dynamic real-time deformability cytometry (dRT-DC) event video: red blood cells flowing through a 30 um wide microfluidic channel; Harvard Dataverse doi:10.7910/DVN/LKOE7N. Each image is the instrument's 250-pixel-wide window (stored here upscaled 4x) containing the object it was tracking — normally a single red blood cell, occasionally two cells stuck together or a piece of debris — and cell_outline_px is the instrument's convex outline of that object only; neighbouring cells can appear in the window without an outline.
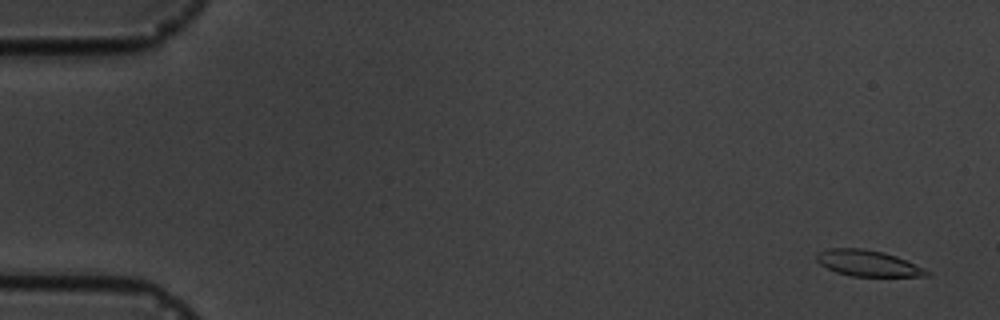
{"species": "common noctule bat (a hibernating species)", "species_latin": "Nyctalus noctula", "temperature_condition": "cold", "stored_images_in_passage": 5, "camera_frame_rate_fps": 3000, "um_per_image_px": 0.085, "animal": {"sex": "male", "body_mass_g": 19.5, "forearm_length_mm": 54.6}, "frame": {"image": 1, "passage_image": 1, "time_ms": 0.0, "image_size_px": [1000, 320], "cell_outline_px": [[932, 276], [852, 276], [836, 272], [820, 264], [816, 260], [816, 256], [820, 252], [828, 248], [860, 248], [884, 252], [896, 256], [924, 268], [932, 272]], "centroid_in_image_um": [73.8, 22.38], "position_along_channel_um": 11.2, "area_um2": 16.65}}
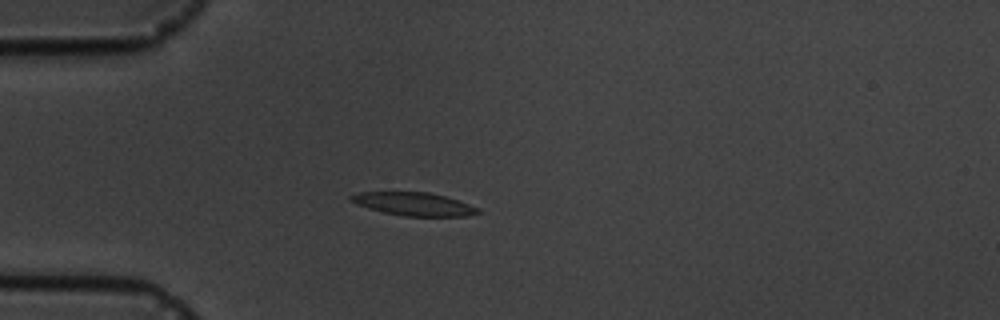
{"frame": {"image": 2, "passage_image": 5, "time_ms": 4.333, "image_size_px": [1000, 320], "cell_outline_px": [[484, 212], [468, 216], [404, 216], [384, 212], [368, 208], [356, 204], [348, 200], [348, 196], [360, 192], [428, 192], [444, 196], [480, 208]], "centroid_in_image_um": [35.18, 17.34], "position_along_channel_um": 49.8, "area_um2": 17.17}}